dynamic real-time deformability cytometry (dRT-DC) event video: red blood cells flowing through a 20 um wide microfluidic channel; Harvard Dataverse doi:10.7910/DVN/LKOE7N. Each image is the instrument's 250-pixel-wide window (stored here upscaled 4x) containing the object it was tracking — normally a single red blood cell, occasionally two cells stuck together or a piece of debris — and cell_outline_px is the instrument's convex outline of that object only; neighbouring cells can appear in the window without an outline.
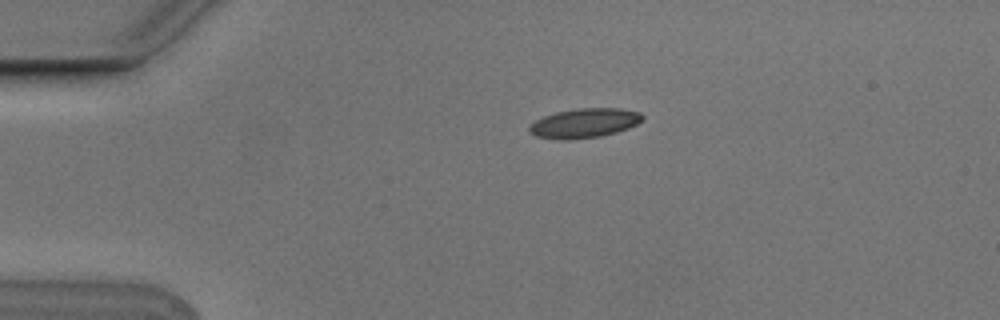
{"species": "Egyptian fruit bat (a non-hibernating species)", "species_latin": "Rousettus aegyptiacus", "temperature_condition": "cold", "stored_images_in_passage": 5, "camera_frame_rate_fps": 3000, "um_per_image_px": 0.085, "animal": {"sex": "male"}, "frame": {"image": 1, "passage_image": 5, "time_ms": 1.333, "image_size_px": [1000, 320], "cell_outline_px": [[644, 116], [636, 124], [628, 128], [616, 132], [600, 136], [568, 140], [556, 140], [536, 136], [528, 132], [528, 128], [536, 120], [544, 116], [556, 112], [580, 108], [620, 108], [640, 112]], "centroid_in_image_um": [49.65, 10.47], "position_along_channel_um": 35.4, "area_um2": 19.36}}